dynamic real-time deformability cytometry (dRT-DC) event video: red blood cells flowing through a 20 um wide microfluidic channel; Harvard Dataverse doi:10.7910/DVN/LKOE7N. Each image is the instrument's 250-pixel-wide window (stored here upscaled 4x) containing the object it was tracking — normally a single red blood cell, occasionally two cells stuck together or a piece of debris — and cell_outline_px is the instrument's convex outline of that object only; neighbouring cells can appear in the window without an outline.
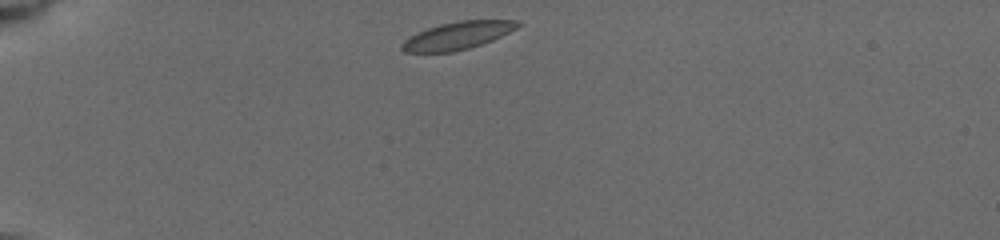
{"species": "common noctule bat (a hibernating species)", "species_latin": "Nyctalus noctula", "temperature_condition": "cold", "stored_images_in_passage": 25, "camera_frame_rate_fps": 3000, "um_per_image_px": 0.085, "animal": {"sex": "female", "body_mass_g": 19.5, "forearm_length_mm": 54.1}, "frame": {"image": 1, "passage_image": 1, "time_ms": 0.0, "image_size_px": [1000, 240], "cell_outline_px": [[524, 24], [492, 40], [468, 48], [452, 52], [404, 52], [400, 48], [400, 44], [404, 40], [428, 28], [440, 24], [460, 20], [516, 20]], "centroid_in_image_um": [38.9, 3.02], "position_along_channel_um": 46.1, "area_um2": 18.38}}
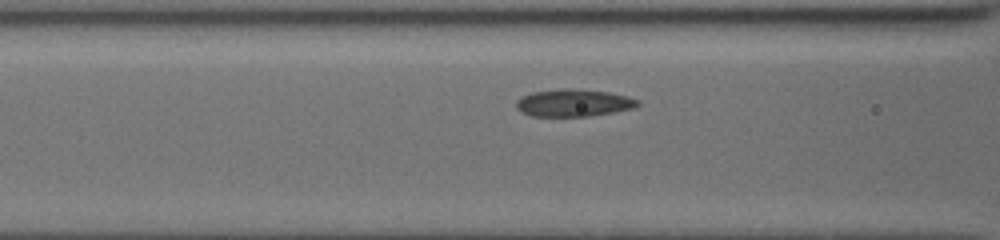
{"frame": {"image": 2, "passage_image": 15, "time_ms": 3.0, "image_size_px": [1000, 240], "cell_outline_px": [[640, 104], [632, 108], [612, 112], [588, 116], [532, 116], [520, 112], [516, 108], [516, 100], [520, 96], [532, 92], [564, 88], [576, 88], [608, 92], [628, 96], [640, 100]], "centroid_in_image_um": [48.72, 8.73], "position_along_channel_um": 117.9, "area_um2": 19.48}}
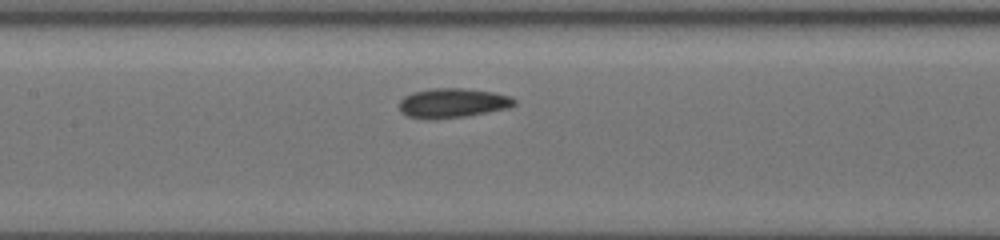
{"frame": {"image": 3, "passage_image": 21, "time_ms": 4.333, "image_size_px": [1000, 240], "cell_outline_px": [[516, 104], [508, 108], [464, 116], [432, 120], [428, 120], [408, 116], [400, 112], [396, 104], [404, 96], [412, 92], [432, 88], [464, 88], [492, 92], [512, 96], [516, 100]], "centroid_in_image_um": [38.42, 8.76], "position_along_channel_um": 169.0, "area_um2": 20.06}}